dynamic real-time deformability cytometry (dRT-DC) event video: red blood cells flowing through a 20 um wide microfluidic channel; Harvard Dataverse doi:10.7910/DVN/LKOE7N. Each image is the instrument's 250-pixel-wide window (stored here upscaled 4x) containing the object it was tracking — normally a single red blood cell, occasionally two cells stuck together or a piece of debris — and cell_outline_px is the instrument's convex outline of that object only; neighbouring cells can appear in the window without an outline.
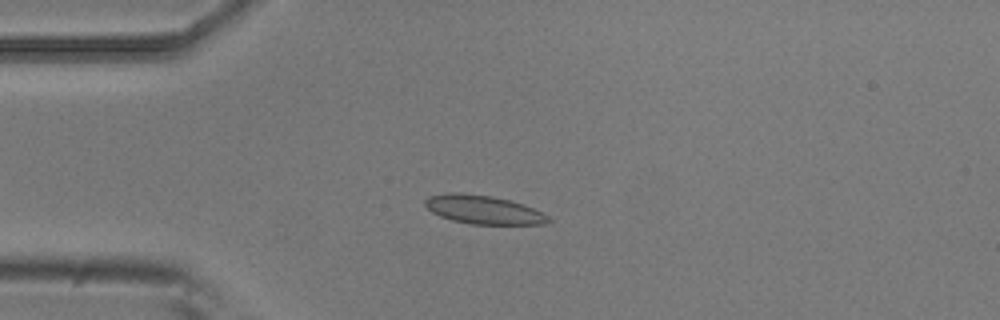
{"species": "common noctule bat (a hibernating species)", "species_latin": "Nyctalus noctula", "temperature_condition": "room temperature", "stored_images_in_passage": 1, "camera_frame_rate_fps": 3000, "um_per_image_px": 0.085, "animal": {"sex": "male", "body_mass_g": 20.5, "forearm_length_mm": 52.5}, "frame": {"image": 1, "passage_image": 1, "time_ms": 0.0, "image_size_px": [1000, 320], "cell_outline_px": [[552, 220], [544, 224], [472, 224], [452, 220], [440, 216], [432, 212], [424, 204], [424, 200], [428, 196], [448, 192], [460, 192], [492, 196], [524, 204], [548, 216]], "centroid_in_image_um": [41.05, 17.81], "position_along_channel_um": 43.9, "area_um2": 20.52}}